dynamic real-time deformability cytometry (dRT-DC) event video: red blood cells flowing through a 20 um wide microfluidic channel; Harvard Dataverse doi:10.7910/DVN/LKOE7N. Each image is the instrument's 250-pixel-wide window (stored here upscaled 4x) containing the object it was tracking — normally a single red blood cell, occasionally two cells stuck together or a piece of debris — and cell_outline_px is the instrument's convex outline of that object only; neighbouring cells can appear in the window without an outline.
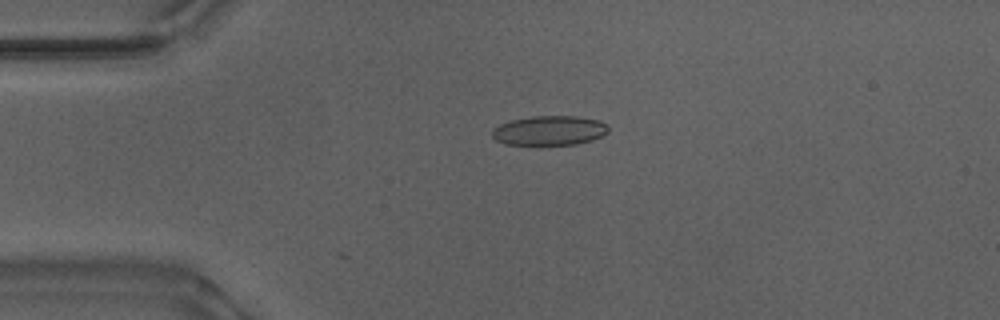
{"species": "Egyptian fruit bat (a non-hibernating species)", "species_latin": "Rousettus aegyptiacus", "temperature_condition": "warm", "stored_images_in_passage": 3, "camera_frame_rate_fps": 3000, "um_per_image_px": 0.085, "animal": {"sex": "male"}, "frame": {"image": 1, "passage_image": 1, "time_ms": 0.0, "image_size_px": [1000, 320], "cell_outline_px": [[608, 132], [592, 140], [576, 144], [504, 144], [496, 140], [492, 136], [492, 128], [500, 124], [512, 120], [532, 116], [576, 116], [600, 120], [608, 128]], "centroid_in_image_um": [46.68, 11.08], "position_along_channel_um": 38.3, "area_um2": 19.83}}